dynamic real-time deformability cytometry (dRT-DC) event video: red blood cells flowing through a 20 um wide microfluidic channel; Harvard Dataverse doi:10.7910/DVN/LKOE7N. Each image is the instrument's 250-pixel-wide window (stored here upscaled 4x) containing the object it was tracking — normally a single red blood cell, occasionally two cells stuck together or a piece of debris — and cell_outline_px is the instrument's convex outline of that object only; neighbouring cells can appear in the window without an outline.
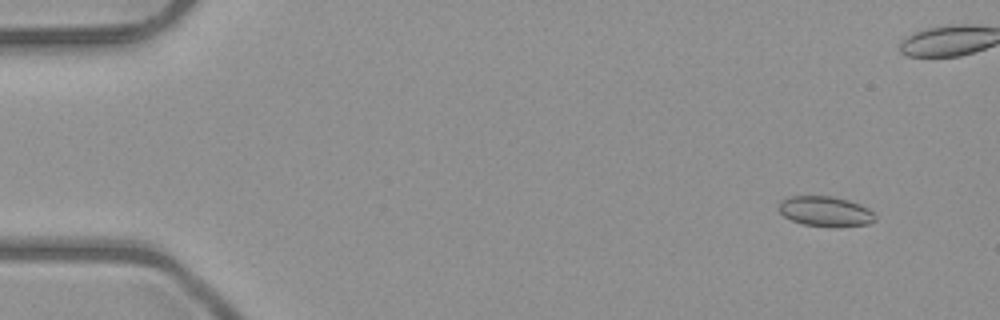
{"species": "common noctule bat (a hibernating species)", "species_latin": "Nyctalus noctula", "temperature_condition": "room temperature", "stored_images_in_passage": 53, "camera_frame_rate_fps": 3000, "um_per_image_px": 0.085, "animal": {"sex": "male", "body_mass_g": 23.1, "forearm_length_mm": 52.7}, "frame": {"image": 1, "passage_image": 5, "time_ms": 1.333, "image_size_px": [1000, 320], "cell_outline_px": [[876, 220], [868, 224], [836, 228], [804, 224], [792, 220], [784, 216], [780, 212], [780, 200], [792, 196], [832, 196], [848, 200], [860, 204], [868, 208], [876, 216]], "centroid_in_image_um": [70.2, 17.98], "position_along_channel_um": 14.8, "area_um2": 16.99}}
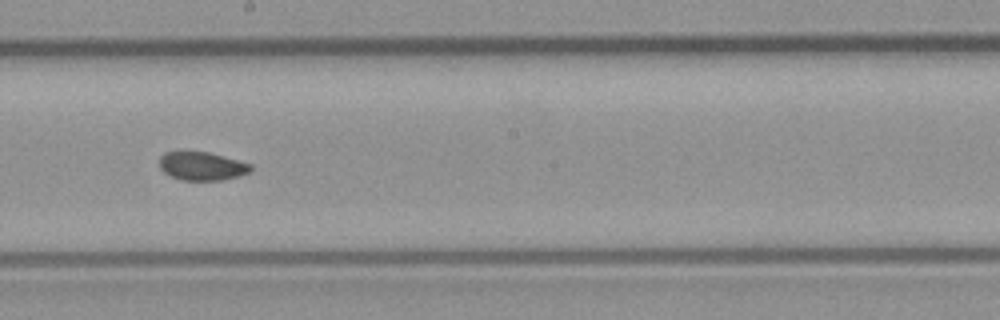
{"frame": {"image": 2, "passage_image": 30, "time_ms": 9.667, "image_size_px": [1000, 320], "cell_outline_px": [[252, 168], [248, 172], [224, 180], [180, 180], [164, 172], [160, 168], [160, 156], [164, 152], [208, 152], [252, 164]], "centroid_in_image_um": [17.15, 14.12], "position_along_channel_um": 231.1, "area_um2": 14.91}}
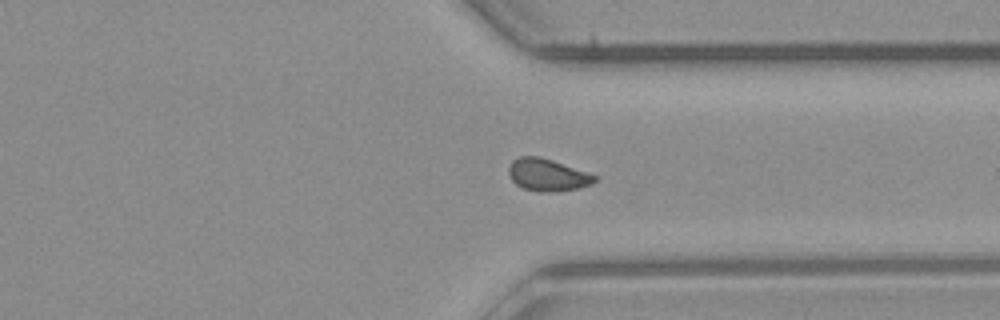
{"frame": {"image": 3, "passage_image": 40, "time_ms": 13.0, "image_size_px": [1000, 320], "cell_outline_px": [[596, 180], [592, 184], [580, 188], [552, 192], [540, 192], [524, 188], [516, 184], [512, 180], [508, 172], [508, 168], [512, 160], [520, 156], [540, 156], [552, 160], [596, 176]], "centroid_in_image_um": [46.5, 14.87], "position_along_channel_um": 364.9, "area_um2": 16.01}, "authors_computed_cell_mechanics": {"area_um2": 16.0106, "velocity_mm_per_s": 4.0191, "shape_relaxation_time_tau1_ms": null, "shape_relaxation_time_tau2_ms": 0.7825, "deformation_change_tau1": null, "deformation_change_tau2": 0.0405}}